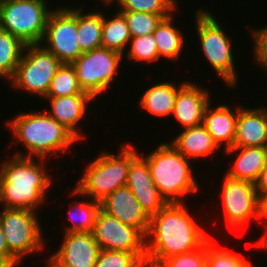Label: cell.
Wrapping results in <instances>:
<instances>
[{"label":"cell","mask_w":267,"mask_h":267,"mask_svg":"<svg viewBox=\"0 0 267 267\" xmlns=\"http://www.w3.org/2000/svg\"><path fill=\"white\" fill-rule=\"evenodd\" d=\"M187 208L184 202L167 203L150 217L147 260L160 264L166 258L200 248L212 236L196 223Z\"/></svg>","instance_id":"obj_1"},{"label":"cell","mask_w":267,"mask_h":267,"mask_svg":"<svg viewBox=\"0 0 267 267\" xmlns=\"http://www.w3.org/2000/svg\"><path fill=\"white\" fill-rule=\"evenodd\" d=\"M45 161L48 160L14 154L12 158L3 161L0 165L2 208L29 209L38 213L54 183L44 165Z\"/></svg>","instance_id":"obj_2"},{"label":"cell","mask_w":267,"mask_h":267,"mask_svg":"<svg viewBox=\"0 0 267 267\" xmlns=\"http://www.w3.org/2000/svg\"><path fill=\"white\" fill-rule=\"evenodd\" d=\"M23 112L7 121L12 132L27 153L14 152V155L46 159L52 155L68 152L76 142H80L68 129L52 118L46 109L43 111ZM35 112V113H34Z\"/></svg>","instance_id":"obj_3"},{"label":"cell","mask_w":267,"mask_h":267,"mask_svg":"<svg viewBox=\"0 0 267 267\" xmlns=\"http://www.w3.org/2000/svg\"><path fill=\"white\" fill-rule=\"evenodd\" d=\"M157 146L142 156L148 162L154 185L167 203L185 202L187 195L199 193L201 186L193 176L192 160L185 158L167 141Z\"/></svg>","instance_id":"obj_4"},{"label":"cell","mask_w":267,"mask_h":267,"mask_svg":"<svg viewBox=\"0 0 267 267\" xmlns=\"http://www.w3.org/2000/svg\"><path fill=\"white\" fill-rule=\"evenodd\" d=\"M134 145L123 143L119 154L99 152L74 187L80 194L101 202L117 188L126 186L131 161L139 154Z\"/></svg>","instance_id":"obj_5"},{"label":"cell","mask_w":267,"mask_h":267,"mask_svg":"<svg viewBox=\"0 0 267 267\" xmlns=\"http://www.w3.org/2000/svg\"><path fill=\"white\" fill-rule=\"evenodd\" d=\"M194 21L203 58H206L205 61L209 62L214 73L227 87L236 88L239 79L231 36L227 35L219 20L208 10H196Z\"/></svg>","instance_id":"obj_6"},{"label":"cell","mask_w":267,"mask_h":267,"mask_svg":"<svg viewBox=\"0 0 267 267\" xmlns=\"http://www.w3.org/2000/svg\"><path fill=\"white\" fill-rule=\"evenodd\" d=\"M48 7L47 0H0V29L25 45L40 44L53 11Z\"/></svg>","instance_id":"obj_7"},{"label":"cell","mask_w":267,"mask_h":267,"mask_svg":"<svg viewBox=\"0 0 267 267\" xmlns=\"http://www.w3.org/2000/svg\"><path fill=\"white\" fill-rule=\"evenodd\" d=\"M0 226L9 252L21 263L27 255L39 253L45 246L43 225L37 212L29 209L1 208Z\"/></svg>","instance_id":"obj_8"},{"label":"cell","mask_w":267,"mask_h":267,"mask_svg":"<svg viewBox=\"0 0 267 267\" xmlns=\"http://www.w3.org/2000/svg\"><path fill=\"white\" fill-rule=\"evenodd\" d=\"M58 58L41 44L26 45L12 79L11 86L31 95L45 98L51 81L61 66Z\"/></svg>","instance_id":"obj_9"},{"label":"cell","mask_w":267,"mask_h":267,"mask_svg":"<svg viewBox=\"0 0 267 267\" xmlns=\"http://www.w3.org/2000/svg\"><path fill=\"white\" fill-rule=\"evenodd\" d=\"M123 58L121 53L103 47L83 52L71 64L83 92L96 99L108 91L118 75Z\"/></svg>","instance_id":"obj_10"},{"label":"cell","mask_w":267,"mask_h":267,"mask_svg":"<svg viewBox=\"0 0 267 267\" xmlns=\"http://www.w3.org/2000/svg\"><path fill=\"white\" fill-rule=\"evenodd\" d=\"M77 39V8L66 5L54 8L40 44L62 64H72L83 53Z\"/></svg>","instance_id":"obj_11"},{"label":"cell","mask_w":267,"mask_h":267,"mask_svg":"<svg viewBox=\"0 0 267 267\" xmlns=\"http://www.w3.org/2000/svg\"><path fill=\"white\" fill-rule=\"evenodd\" d=\"M222 209L226 224L231 231L240 233L243 227H247L251 220L258 221L259 215V195L256 185L246 180H236L223 176L221 183ZM241 230V231H240Z\"/></svg>","instance_id":"obj_12"},{"label":"cell","mask_w":267,"mask_h":267,"mask_svg":"<svg viewBox=\"0 0 267 267\" xmlns=\"http://www.w3.org/2000/svg\"><path fill=\"white\" fill-rule=\"evenodd\" d=\"M92 235L100 250L146 253V237L137 228L123 224L101 208L97 212Z\"/></svg>","instance_id":"obj_13"},{"label":"cell","mask_w":267,"mask_h":267,"mask_svg":"<svg viewBox=\"0 0 267 267\" xmlns=\"http://www.w3.org/2000/svg\"><path fill=\"white\" fill-rule=\"evenodd\" d=\"M61 246L47 258L46 267H94L100 247L92 232H67Z\"/></svg>","instance_id":"obj_14"},{"label":"cell","mask_w":267,"mask_h":267,"mask_svg":"<svg viewBox=\"0 0 267 267\" xmlns=\"http://www.w3.org/2000/svg\"><path fill=\"white\" fill-rule=\"evenodd\" d=\"M126 186L132 191L149 217L167 204L154 185L148 162L142 154H138L131 161Z\"/></svg>","instance_id":"obj_15"},{"label":"cell","mask_w":267,"mask_h":267,"mask_svg":"<svg viewBox=\"0 0 267 267\" xmlns=\"http://www.w3.org/2000/svg\"><path fill=\"white\" fill-rule=\"evenodd\" d=\"M210 90L195 82L185 81L178 89L171 117L181 128L195 127L202 124L204 111L211 102Z\"/></svg>","instance_id":"obj_16"},{"label":"cell","mask_w":267,"mask_h":267,"mask_svg":"<svg viewBox=\"0 0 267 267\" xmlns=\"http://www.w3.org/2000/svg\"><path fill=\"white\" fill-rule=\"evenodd\" d=\"M100 208L123 224L137 228L146 237L150 217L127 186L117 188L109 194L100 202Z\"/></svg>","instance_id":"obj_17"},{"label":"cell","mask_w":267,"mask_h":267,"mask_svg":"<svg viewBox=\"0 0 267 267\" xmlns=\"http://www.w3.org/2000/svg\"><path fill=\"white\" fill-rule=\"evenodd\" d=\"M49 102V111H46L58 123L68 129L80 142L86 140V135L82 134L77 127L82 123L88 113V104L95 99L90 94H74L63 97H45ZM79 129V130H78ZM80 131V132H79Z\"/></svg>","instance_id":"obj_18"},{"label":"cell","mask_w":267,"mask_h":267,"mask_svg":"<svg viewBox=\"0 0 267 267\" xmlns=\"http://www.w3.org/2000/svg\"><path fill=\"white\" fill-rule=\"evenodd\" d=\"M233 147L267 148V107L246 108L239 105Z\"/></svg>","instance_id":"obj_19"},{"label":"cell","mask_w":267,"mask_h":267,"mask_svg":"<svg viewBox=\"0 0 267 267\" xmlns=\"http://www.w3.org/2000/svg\"><path fill=\"white\" fill-rule=\"evenodd\" d=\"M234 107L231 109L224 103L213 107L210 102L204 111L202 124L220 149L227 150L234 145L239 106Z\"/></svg>","instance_id":"obj_20"},{"label":"cell","mask_w":267,"mask_h":267,"mask_svg":"<svg viewBox=\"0 0 267 267\" xmlns=\"http://www.w3.org/2000/svg\"><path fill=\"white\" fill-rule=\"evenodd\" d=\"M226 153L235 156L233 163L225 174L236 180H246L256 183L261 171L267 163V148L264 147H232L225 150ZM238 153V154H237Z\"/></svg>","instance_id":"obj_21"},{"label":"cell","mask_w":267,"mask_h":267,"mask_svg":"<svg viewBox=\"0 0 267 267\" xmlns=\"http://www.w3.org/2000/svg\"><path fill=\"white\" fill-rule=\"evenodd\" d=\"M168 142L185 158L193 161L198 160V158L206 159L217 154L220 150L203 124L181 129L180 133Z\"/></svg>","instance_id":"obj_22"},{"label":"cell","mask_w":267,"mask_h":267,"mask_svg":"<svg viewBox=\"0 0 267 267\" xmlns=\"http://www.w3.org/2000/svg\"><path fill=\"white\" fill-rule=\"evenodd\" d=\"M185 83L177 85L172 81H162L148 87L139 99V107L156 118L171 117L178 89Z\"/></svg>","instance_id":"obj_23"},{"label":"cell","mask_w":267,"mask_h":267,"mask_svg":"<svg viewBox=\"0 0 267 267\" xmlns=\"http://www.w3.org/2000/svg\"><path fill=\"white\" fill-rule=\"evenodd\" d=\"M175 12L164 18L153 32L159 58L176 62L184 52L185 36L179 27L175 26Z\"/></svg>","instance_id":"obj_24"},{"label":"cell","mask_w":267,"mask_h":267,"mask_svg":"<svg viewBox=\"0 0 267 267\" xmlns=\"http://www.w3.org/2000/svg\"><path fill=\"white\" fill-rule=\"evenodd\" d=\"M83 10L77 7V40L81 51L87 52L102 47V10Z\"/></svg>","instance_id":"obj_25"},{"label":"cell","mask_w":267,"mask_h":267,"mask_svg":"<svg viewBox=\"0 0 267 267\" xmlns=\"http://www.w3.org/2000/svg\"><path fill=\"white\" fill-rule=\"evenodd\" d=\"M113 17L102 11V47L121 53L129 46L131 35L125 17L117 10Z\"/></svg>","instance_id":"obj_26"},{"label":"cell","mask_w":267,"mask_h":267,"mask_svg":"<svg viewBox=\"0 0 267 267\" xmlns=\"http://www.w3.org/2000/svg\"><path fill=\"white\" fill-rule=\"evenodd\" d=\"M71 195L83 198L82 201L74 200L70 205L68 212L70 220L73 222L70 226L66 225L64 233L67 232H92L95 223L96 215L100 209V202L90 199L88 196L80 194L75 188ZM87 200H85V199ZM85 200V201H84Z\"/></svg>","instance_id":"obj_27"},{"label":"cell","mask_w":267,"mask_h":267,"mask_svg":"<svg viewBox=\"0 0 267 267\" xmlns=\"http://www.w3.org/2000/svg\"><path fill=\"white\" fill-rule=\"evenodd\" d=\"M25 44L9 32L0 29V80H11L19 64Z\"/></svg>","instance_id":"obj_28"},{"label":"cell","mask_w":267,"mask_h":267,"mask_svg":"<svg viewBox=\"0 0 267 267\" xmlns=\"http://www.w3.org/2000/svg\"><path fill=\"white\" fill-rule=\"evenodd\" d=\"M88 94L81 89L76 71L71 64H61L54 75L46 97Z\"/></svg>","instance_id":"obj_29"},{"label":"cell","mask_w":267,"mask_h":267,"mask_svg":"<svg viewBox=\"0 0 267 267\" xmlns=\"http://www.w3.org/2000/svg\"><path fill=\"white\" fill-rule=\"evenodd\" d=\"M206 267H255L250 259H246L238 252L229 248L219 247L213 237L207 240V262Z\"/></svg>","instance_id":"obj_30"},{"label":"cell","mask_w":267,"mask_h":267,"mask_svg":"<svg viewBox=\"0 0 267 267\" xmlns=\"http://www.w3.org/2000/svg\"><path fill=\"white\" fill-rule=\"evenodd\" d=\"M129 48L123 56L130 62L154 63L159 61V55L153 33L138 37H131Z\"/></svg>","instance_id":"obj_31"},{"label":"cell","mask_w":267,"mask_h":267,"mask_svg":"<svg viewBox=\"0 0 267 267\" xmlns=\"http://www.w3.org/2000/svg\"><path fill=\"white\" fill-rule=\"evenodd\" d=\"M128 24L131 37L151 34L160 22L171 14H149L135 11H119Z\"/></svg>","instance_id":"obj_32"},{"label":"cell","mask_w":267,"mask_h":267,"mask_svg":"<svg viewBox=\"0 0 267 267\" xmlns=\"http://www.w3.org/2000/svg\"><path fill=\"white\" fill-rule=\"evenodd\" d=\"M177 4L176 0H118L116 7H119L118 11L172 14L178 11Z\"/></svg>","instance_id":"obj_33"},{"label":"cell","mask_w":267,"mask_h":267,"mask_svg":"<svg viewBox=\"0 0 267 267\" xmlns=\"http://www.w3.org/2000/svg\"><path fill=\"white\" fill-rule=\"evenodd\" d=\"M146 253L119 250H100L94 267H138Z\"/></svg>","instance_id":"obj_34"},{"label":"cell","mask_w":267,"mask_h":267,"mask_svg":"<svg viewBox=\"0 0 267 267\" xmlns=\"http://www.w3.org/2000/svg\"><path fill=\"white\" fill-rule=\"evenodd\" d=\"M207 262V241L194 251L174 255L164 259L162 267H206Z\"/></svg>","instance_id":"obj_35"},{"label":"cell","mask_w":267,"mask_h":267,"mask_svg":"<svg viewBox=\"0 0 267 267\" xmlns=\"http://www.w3.org/2000/svg\"><path fill=\"white\" fill-rule=\"evenodd\" d=\"M252 44L253 47V60L256 62V66H261V68H267V26L260 27L258 29H251Z\"/></svg>","instance_id":"obj_36"},{"label":"cell","mask_w":267,"mask_h":267,"mask_svg":"<svg viewBox=\"0 0 267 267\" xmlns=\"http://www.w3.org/2000/svg\"><path fill=\"white\" fill-rule=\"evenodd\" d=\"M21 264L8 250L5 234L0 226V267H17Z\"/></svg>","instance_id":"obj_37"},{"label":"cell","mask_w":267,"mask_h":267,"mask_svg":"<svg viewBox=\"0 0 267 267\" xmlns=\"http://www.w3.org/2000/svg\"><path fill=\"white\" fill-rule=\"evenodd\" d=\"M264 224L265 232L262 234L264 235L267 232V195L259 196V215L258 221Z\"/></svg>","instance_id":"obj_38"},{"label":"cell","mask_w":267,"mask_h":267,"mask_svg":"<svg viewBox=\"0 0 267 267\" xmlns=\"http://www.w3.org/2000/svg\"><path fill=\"white\" fill-rule=\"evenodd\" d=\"M255 185L259 196L267 195V163Z\"/></svg>","instance_id":"obj_39"},{"label":"cell","mask_w":267,"mask_h":267,"mask_svg":"<svg viewBox=\"0 0 267 267\" xmlns=\"http://www.w3.org/2000/svg\"><path fill=\"white\" fill-rule=\"evenodd\" d=\"M254 245L258 249L266 250L265 252H267V232Z\"/></svg>","instance_id":"obj_40"},{"label":"cell","mask_w":267,"mask_h":267,"mask_svg":"<svg viewBox=\"0 0 267 267\" xmlns=\"http://www.w3.org/2000/svg\"><path fill=\"white\" fill-rule=\"evenodd\" d=\"M138 267H162V266L159 263H155L145 259L139 264Z\"/></svg>","instance_id":"obj_41"},{"label":"cell","mask_w":267,"mask_h":267,"mask_svg":"<svg viewBox=\"0 0 267 267\" xmlns=\"http://www.w3.org/2000/svg\"><path fill=\"white\" fill-rule=\"evenodd\" d=\"M97 1V0H96ZM99 1V0H98ZM102 3H103V5H105V7H106V5L108 6V5H110V6H112V5H114V2H117L118 0H100ZM113 3V4H112Z\"/></svg>","instance_id":"obj_42"}]
</instances>
